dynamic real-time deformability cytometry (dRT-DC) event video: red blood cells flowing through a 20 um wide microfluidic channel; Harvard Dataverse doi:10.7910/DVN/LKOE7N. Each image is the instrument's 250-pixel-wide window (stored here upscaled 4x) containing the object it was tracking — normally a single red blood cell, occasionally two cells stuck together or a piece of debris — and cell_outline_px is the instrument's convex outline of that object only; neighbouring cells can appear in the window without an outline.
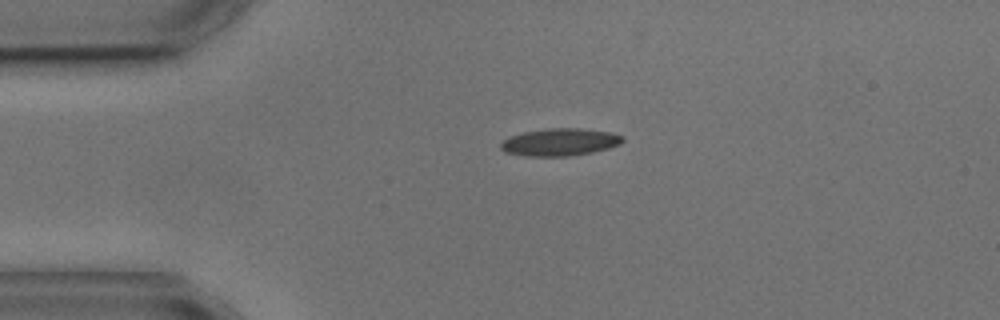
{"species": "common noctule bat (a hibernating species)", "species_latin": "Nyctalus noctula", "temperature_condition": "cold", "stored_images_in_passage": 3, "camera_frame_rate_fps": 3000, "um_per_image_px": 0.085, "animal": {"sex": "male", "body_mass_g": 17.9, "forearm_length_mm": 54.2}, "frame": {"image": 1, "passage_image": 2, "time_ms": 1.333, "image_size_px": [1000, 320], "cell_outline_px": [[624, 140], [620, 144], [608, 148], [592, 152], [568, 156], [524, 156], [504, 152], [500, 148], [500, 144], [508, 136], [524, 132], [548, 128], [580, 128], [612, 132], [624, 136]], "centroid_in_image_um": [47.58, 12.07], "position_along_channel_um": 37.4, "area_um2": 19.59}}